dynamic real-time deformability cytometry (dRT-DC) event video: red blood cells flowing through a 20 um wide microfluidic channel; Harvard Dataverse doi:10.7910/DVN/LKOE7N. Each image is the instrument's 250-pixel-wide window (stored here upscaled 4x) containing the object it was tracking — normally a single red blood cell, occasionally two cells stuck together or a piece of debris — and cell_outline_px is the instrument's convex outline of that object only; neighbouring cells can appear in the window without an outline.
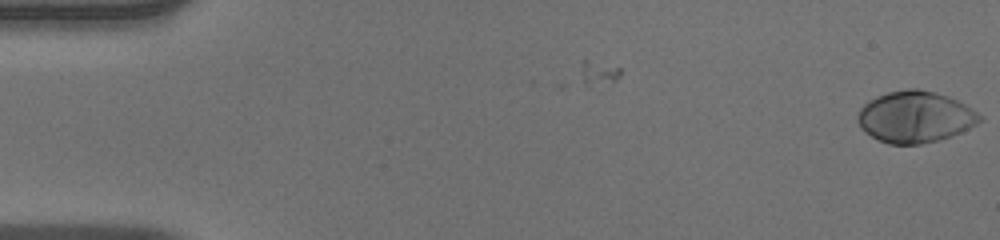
{"species": "human", "species_latin": "Homo sapiens", "temperature_condition": "warm", "stored_images_in_passage": 52, "camera_frame_rate_fps": 3000, "um_per_image_px": 0.085, "donor": {"sex": "male"}, "frame": {"image": 1, "passage_image": 1, "time_ms": 0.0, "image_size_px": [1000, 240], "cell_outline_px": [[980, 120], [976, 124], [952, 136], [940, 140], [920, 144], [888, 144], [864, 132], [860, 128], [856, 120], [856, 116], [860, 108], [868, 100], [876, 96], [888, 92], [908, 88], [916, 88], [936, 92], [948, 96], [964, 104], [976, 112], [980, 116]], "centroid_in_image_um": [77.73, 9.93], "position_along_channel_um": 7.3, "area_um2": 36.59}}
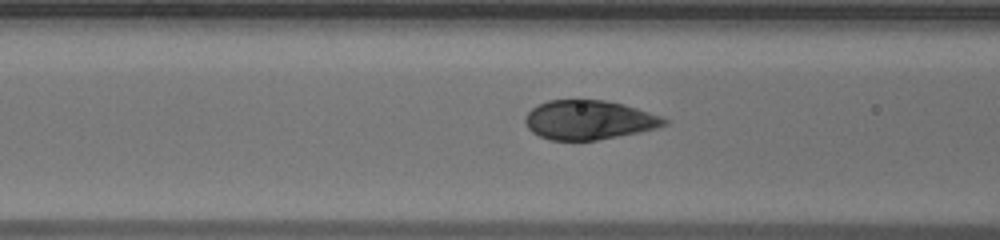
{"frame": {"image": 2, "passage_image": 21, "time_ms": 6.667, "image_size_px": [1000, 240], "cell_outline_px": [[668, 124], [656, 128], [596, 140], [548, 140], [532, 132], [528, 128], [524, 120], [524, 116], [536, 104], [548, 100], [604, 100], [624, 104], [660, 116], [668, 120]], "centroid_in_image_um": [50.0, 10.19], "position_along_channel_um": 116.6, "area_um2": 31.62}}
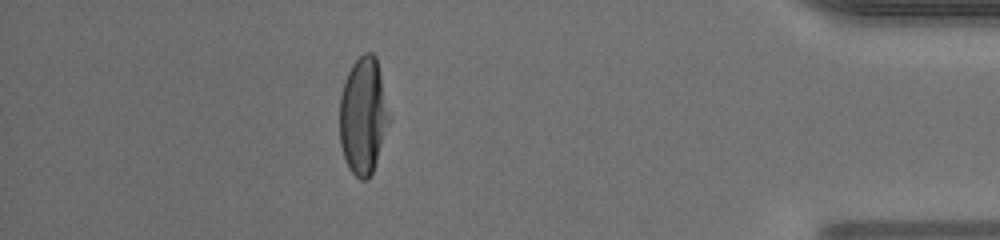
{"frame": {"image": 3, "passage_image": 46, "time_ms": 15.0, "image_size_px": [1000, 240], "cell_outline_px": [[392, 120], [372, 172], [368, 180], [360, 180], [348, 168], [340, 144], [340, 96], [344, 80], [352, 64], [364, 52], [372, 52], [376, 56], [392, 116]], "centroid_in_image_um": [30.91, 9.83], "position_along_channel_um": 404.3, "area_um2": 34.45}, "authors_computed_cell_mechanics": {"area_um2": 34.969, "velocity_mm_per_s": 3.9866, "shape_relaxation_time_tau1_ms": 3.1382, "shape_relaxation_time_tau2_ms": null, "deformation_change_tau1": 0.2171, "deformation_change_tau2": null}}